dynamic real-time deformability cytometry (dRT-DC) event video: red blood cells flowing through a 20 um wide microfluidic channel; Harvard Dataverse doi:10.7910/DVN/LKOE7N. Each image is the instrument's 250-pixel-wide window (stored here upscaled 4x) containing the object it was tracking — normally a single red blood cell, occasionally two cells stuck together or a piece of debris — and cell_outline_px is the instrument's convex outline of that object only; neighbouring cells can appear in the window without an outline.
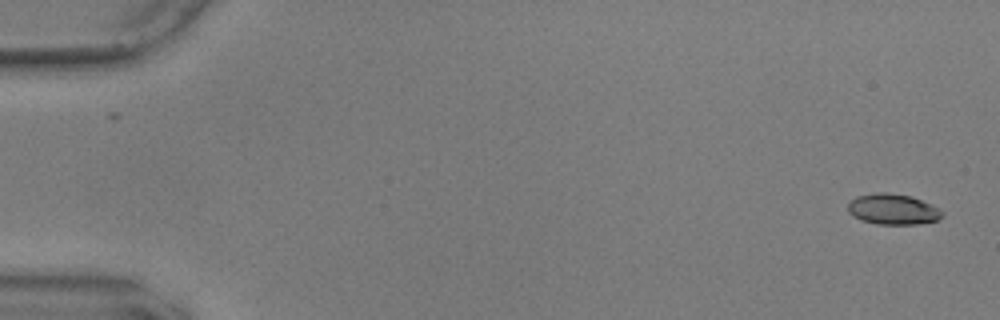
{"species": "common noctule bat (a hibernating species)", "species_latin": "Nyctalus noctula", "temperature_condition": "warm", "stored_images_in_passage": 56, "camera_frame_rate_fps": 3000, "um_per_image_px": 0.085, "animal": {"sex": "male", "body_mass_g": 17.9, "forearm_length_mm": 54.2}, "frame": {"image": 1, "passage_image": 1, "time_ms": 0.0, "image_size_px": [1000, 320], "cell_outline_px": [[944, 216], [936, 220], [916, 224], [876, 224], [852, 216], [848, 212], [848, 204], [856, 196], [876, 192], [888, 192], [912, 196], [940, 208], [944, 212]], "centroid_in_image_um": [75.91, 17.77], "position_along_channel_um": 9.1, "area_um2": 16.94}}
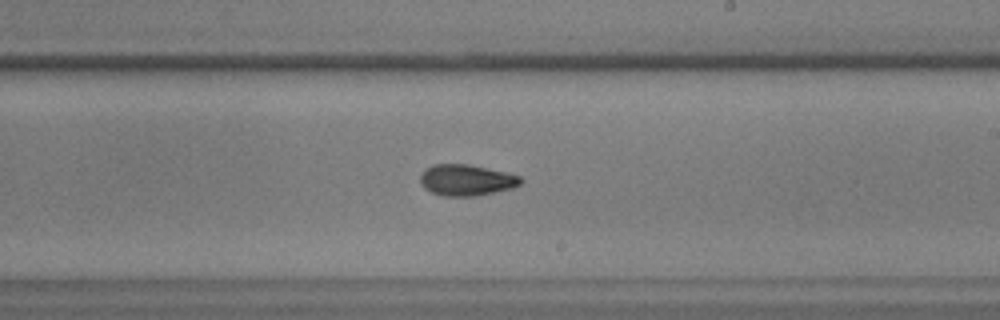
{"frame": {"image": 2, "passage_image": 33, "time_ms": 10.667, "image_size_px": [1000, 320], "cell_outline_px": [[524, 180], [520, 184], [512, 188], [476, 196], [444, 196], [432, 192], [424, 188], [420, 184], [420, 176], [424, 168], [432, 164], [468, 164], [508, 172], [520, 176]], "centroid_in_image_um": [39.64, 15.3], "position_along_channel_um": 249.4, "area_um2": 18.44}}
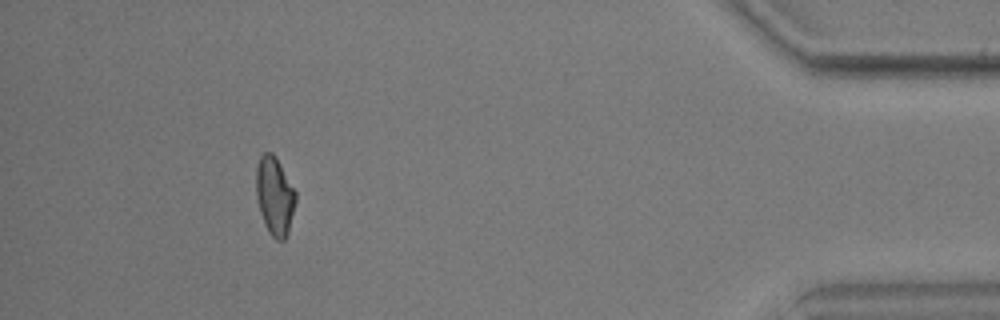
{"frame": {"image": 3, "passage_image": 51, "time_ms": 16.667, "image_size_px": [1000, 320], "cell_outline_px": [[296, 200], [288, 232], [284, 240], [276, 240], [268, 232], [264, 224], [260, 212], [256, 196], [256, 168], [260, 156], [264, 152], [272, 152], [276, 156], [296, 192]], "centroid_in_image_um": [23.34, 16.64], "position_along_channel_um": 411.9, "area_um2": 18.09}, "authors_computed_cell_mechanics": {"area_um2": 17.7735, "velocity_mm_per_s": 3.6162, "shape_relaxation_time_tau1_ms": 5.0916, "shape_relaxation_time_tau2_ms": 2.7124, "deformation_change_tau1": 0.174, "deformation_change_tau2": 0.087}}